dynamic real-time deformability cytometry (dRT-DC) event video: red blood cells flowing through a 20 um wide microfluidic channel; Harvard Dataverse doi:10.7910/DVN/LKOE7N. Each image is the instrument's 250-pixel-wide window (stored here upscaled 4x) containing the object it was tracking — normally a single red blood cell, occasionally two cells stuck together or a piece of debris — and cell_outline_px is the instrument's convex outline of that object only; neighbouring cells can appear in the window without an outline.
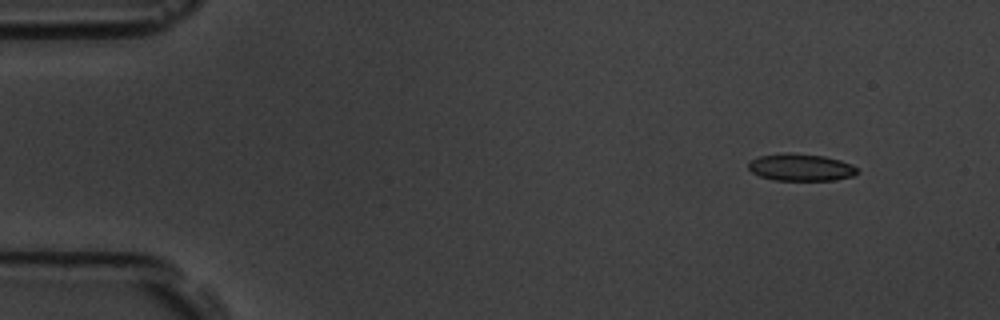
{"species": "common noctule bat (a hibernating species)", "species_latin": "Nyctalus noctula", "temperature_condition": "room temperature", "stored_images_in_passage": 6, "segment_of_instrument_passage": [1, 2], "camera_frame_rate_fps": 3000, "um_per_image_px": 0.085, "animal": {"sex": "male", "body_mass_g": 19.5, "forearm_length_mm": 54.6}, "frame": {"image": 1, "passage_image": 2, "time_ms": 1.0, "image_size_px": [1000, 320], "cell_outline_px": [[860, 172], [852, 176], [836, 180], [772, 180], [760, 176], [752, 172], [748, 168], [748, 164], [752, 160], [760, 156], [784, 152], [792, 152], [824, 156], [840, 160], [852, 164]], "centroid_in_image_um": [68.08, 14.22], "position_along_channel_um": 16.9, "area_um2": 17.34}}